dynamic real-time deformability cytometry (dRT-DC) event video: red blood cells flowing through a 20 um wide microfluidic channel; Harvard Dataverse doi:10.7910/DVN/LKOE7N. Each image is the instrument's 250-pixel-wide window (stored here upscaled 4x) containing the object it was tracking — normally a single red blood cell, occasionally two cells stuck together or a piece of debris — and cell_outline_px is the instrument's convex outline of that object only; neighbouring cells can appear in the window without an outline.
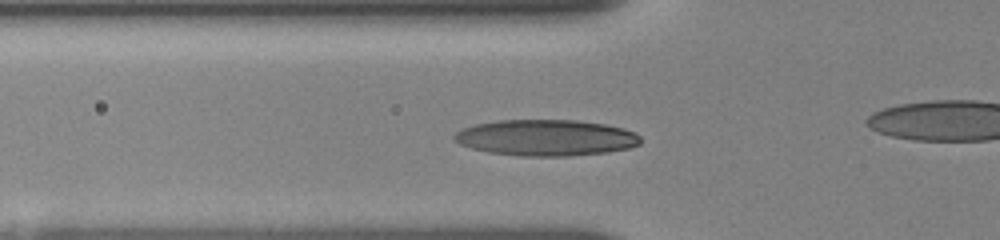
{"species": "human", "species_latin": "Homo sapiens", "temperature_condition": "room temperature", "stored_images_in_passage": 21, "segment_of_instrument_passage": [1, 2], "camera_frame_rate_fps": 3000, "um_per_image_px": 0.085, "donor": {"sex": "female"}, "frame": {"image": 1, "passage_image": 6, "time_ms": 3.333, "image_size_px": [1000, 240], "cell_outline_px": [[640, 144], [628, 148], [608, 152], [568, 156], [524, 156], [488, 152], [472, 148], [460, 144], [452, 140], [452, 136], [460, 128], [476, 124], [500, 120], [576, 120], [604, 124], [624, 128], [636, 132], [640, 136]], "centroid_in_image_um": [46.4, 11.7], "position_along_channel_um": 79.4, "area_um2": 39.42}}
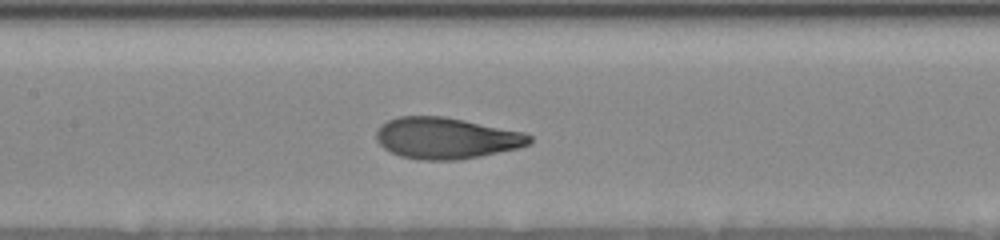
{"frame": {"image": 2, "passage_image": 12, "time_ms": 5.667, "image_size_px": [1000, 240], "cell_outline_px": [[532, 144], [516, 148], [480, 156], [456, 160], [420, 160], [400, 156], [384, 148], [376, 140], [376, 132], [380, 124], [388, 120], [400, 116], [444, 116], [524, 132], [532, 136]], "centroid_in_image_um": [37.91, 11.74], "position_along_channel_um": 169.5, "area_um2": 36.88}}
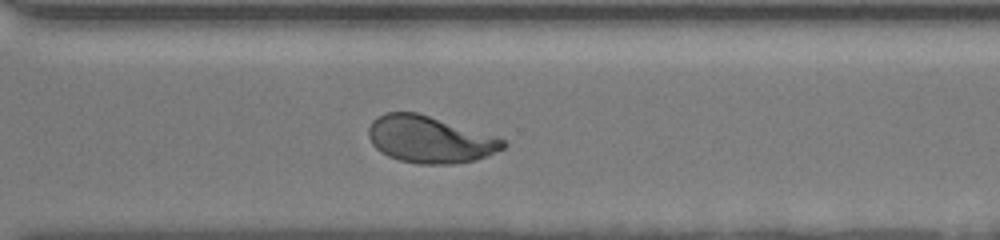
{"frame": {"image": 3, "passage_image": 20, "time_ms": 10.0, "image_size_px": [1000, 240], "cell_outline_px": [[508, 144], [504, 148], [488, 156], [476, 160], [452, 164], [420, 164], [400, 160], [388, 156], [380, 152], [372, 144], [368, 136], [368, 128], [372, 120], [376, 116], [384, 112], [416, 112], [496, 136], [504, 140]], "centroid_in_image_um": [36.52, 11.85], "position_along_channel_um": 334.1, "area_um2": 36.88}}